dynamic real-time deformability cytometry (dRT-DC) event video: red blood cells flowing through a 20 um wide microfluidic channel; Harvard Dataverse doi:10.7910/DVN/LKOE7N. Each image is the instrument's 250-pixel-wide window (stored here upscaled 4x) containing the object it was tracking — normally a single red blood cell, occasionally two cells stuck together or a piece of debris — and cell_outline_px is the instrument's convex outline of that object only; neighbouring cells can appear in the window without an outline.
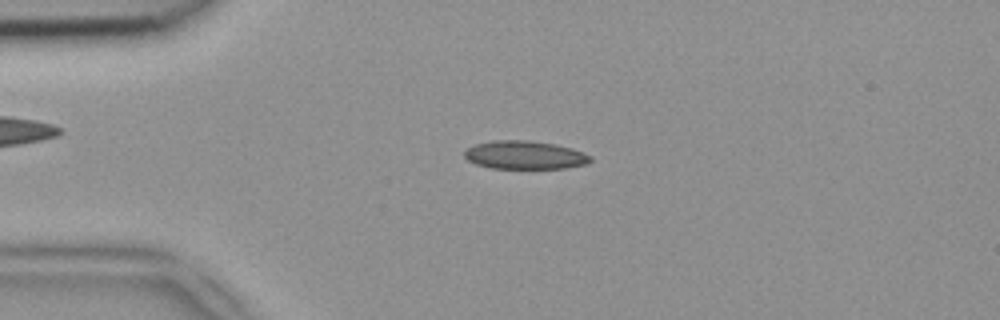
{"species": "common noctule bat (a hibernating species)", "species_latin": "Nyctalus noctula", "temperature_condition": "room temperature", "stored_images_in_passage": 49, "camera_frame_rate_fps": 3000, "um_per_image_px": 0.085, "animal": {"sex": "female", "body_mass_g": 18.4}, "frame": {"image": 1, "passage_image": 11, "time_ms": 3.333, "image_size_px": [1000, 320], "cell_outline_px": [[592, 160], [588, 164], [564, 168], [488, 168], [476, 164], [468, 160], [464, 156], [464, 152], [468, 148], [476, 144], [492, 140], [528, 140], [556, 144], [572, 148], [584, 152], [592, 156]], "centroid_in_image_um": [44.64, 13.17], "position_along_channel_um": 40.4, "area_um2": 20.92}}
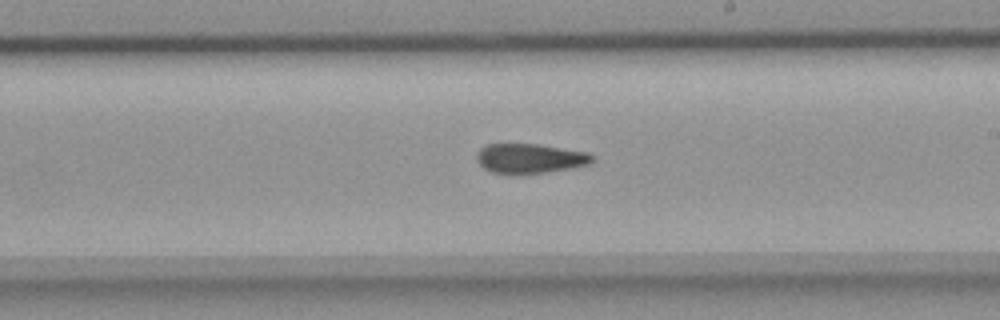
{"frame": {"image": 2, "passage_image": 28, "time_ms": 9.0, "image_size_px": [1000, 320], "cell_outline_px": [[596, 160], [588, 164], [568, 168], [544, 172], [516, 176], [492, 172], [484, 168], [476, 160], [476, 156], [480, 148], [488, 144], [536, 144], [588, 152]], "centroid_in_image_um": [45.0, 13.48], "position_along_channel_um": 244.0, "area_um2": 20.11}}
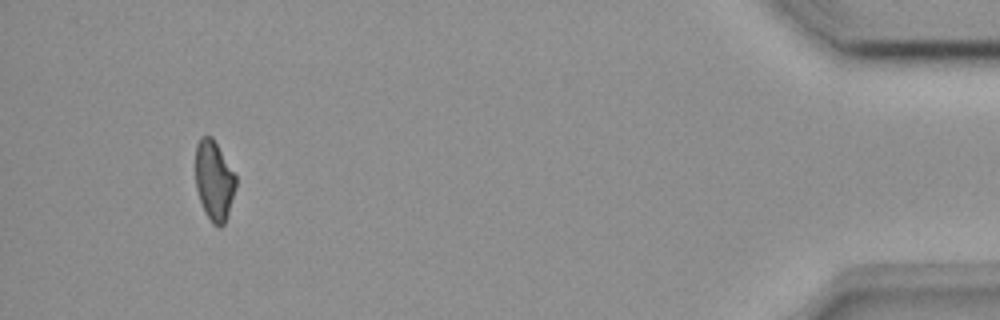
{"frame": {"image": 3, "passage_image": 46, "time_ms": 15.0, "image_size_px": [1000, 320], "cell_outline_px": [[236, 188], [224, 224], [220, 228], [212, 224], [204, 212], [196, 188], [196, 144], [200, 136], [212, 136], [236, 176]], "centroid_in_image_um": [18.19, 15.36], "position_along_channel_um": 417.0, "area_um2": 18.73}}